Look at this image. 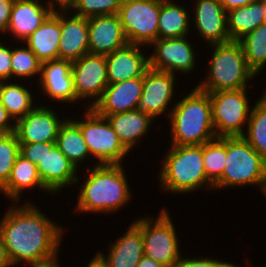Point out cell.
I'll return each instance as SVG.
<instances>
[{
  "mask_svg": "<svg viewBox=\"0 0 266 267\" xmlns=\"http://www.w3.org/2000/svg\"><path fill=\"white\" fill-rule=\"evenodd\" d=\"M24 201L10 202L0 219V234L13 267L57 254L66 233L64 225L48 217L32 200Z\"/></svg>",
  "mask_w": 266,
  "mask_h": 267,
  "instance_id": "obj_1",
  "label": "cell"
},
{
  "mask_svg": "<svg viewBox=\"0 0 266 267\" xmlns=\"http://www.w3.org/2000/svg\"><path fill=\"white\" fill-rule=\"evenodd\" d=\"M85 167L83 182L77 189L75 214H109L123 210L132 201V192L124 164ZM125 206V207H124Z\"/></svg>",
  "mask_w": 266,
  "mask_h": 267,
  "instance_id": "obj_2",
  "label": "cell"
},
{
  "mask_svg": "<svg viewBox=\"0 0 266 267\" xmlns=\"http://www.w3.org/2000/svg\"><path fill=\"white\" fill-rule=\"evenodd\" d=\"M164 154V157L159 158L162 160L157 172L162 191L182 196L192 192L194 194L200 189L214 191V185L205 173L203 145H170Z\"/></svg>",
  "mask_w": 266,
  "mask_h": 267,
  "instance_id": "obj_3",
  "label": "cell"
},
{
  "mask_svg": "<svg viewBox=\"0 0 266 267\" xmlns=\"http://www.w3.org/2000/svg\"><path fill=\"white\" fill-rule=\"evenodd\" d=\"M177 99L169 115L170 145H203L217 138L209 93L196 86Z\"/></svg>",
  "mask_w": 266,
  "mask_h": 267,
  "instance_id": "obj_4",
  "label": "cell"
},
{
  "mask_svg": "<svg viewBox=\"0 0 266 267\" xmlns=\"http://www.w3.org/2000/svg\"><path fill=\"white\" fill-rule=\"evenodd\" d=\"M211 58L204 66L206 76L202 77L196 87L206 93L218 91L239 90L252 87V80L257 75L249 67L239 41L212 44Z\"/></svg>",
  "mask_w": 266,
  "mask_h": 267,
  "instance_id": "obj_5",
  "label": "cell"
},
{
  "mask_svg": "<svg viewBox=\"0 0 266 267\" xmlns=\"http://www.w3.org/2000/svg\"><path fill=\"white\" fill-rule=\"evenodd\" d=\"M266 177V161L242 136L227 137V158L221 178L214 184L220 191L257 186L261 191ZM224 188V189H223Z\"/></svg>",
  "mask_w": 266,
  "mask_h": 267,
  "instance_id": "obj_6",
  "label": "cell"
},
{
  "mask_svg": "<svg viewBox=\"0 0 266 267\" xmlns=\"http://www.w3.org/2000/svg\"><path fill=\"white\" fill-rule=\"evenodd\" d=\"M164 206L156 218L145 214L133 221L141 228L144 256L154 259L163 267H177L182 258L181 244L171 213Z\"/></svg>",
  "mask_w": 266,
  "mask_h": 267,
  "instance_id": "obj_7",
  "label": "cell"
},
{
  "mask_svg": "<svg viewBox=\"0 0 266 267\" xmlns=\"http://www.w3.org/2000/svg\"><path fill=\"white\" fill-rule=\"evenodd\" d=\"M83 115L72 117L80 127L94 165L124 164L130 152L120 142L108 119L100 116L92 108H83ZM97 160V161H96Z\"/></svg>",
  "mask_w": 266,
  "mask_h": 267,
  "instance_id": "obj_8",
  "label": "cell"
},
{
  "mask_svg": "<svg viewBox=\"0 0 266 267\" xmlns=\"http://www.w3.org/2000/svg\"><path fill=\"white\" fill-rule=\"evenodd\" d=\"M251 88L209 93L212 122L217 137L242 136L245 133L253 106L248 95V89Z\"/></svg>",
  "mask_w": 266,
  "mask_h": 267,
  "instance_id": "obj_9",
  "label": "cell"
},
{
  "mask_svg": "<svg viewBox=\"0 0 266 267\" xmlns=\"http://www.w3.org/2000/svg\"><path fill=\"white\" fill-rule=\"evenodd\" d=\"M162 0H122L117 13L129 44L149 47L158 39Z\"/></svg>",
  "mask_w": 266,
  "mask_h": 267,
  "instance_id": "obj_10",
  "label": "cell"
},
{
  "mask_svg": "<svg viewBox=\"0 0 266 267\" xmlns=\"http://www.w3.org/2000/svg\"><path fill=\"white\" fill-rule=\"evenodd\" d=\"M189 36L154 41L149 46V49H152L151 53L149 52V67L175 75L193 74L198 67L197 61L200 60L197 59L199 54L195 50L197 46L191 43Z\"/></svg>",
  "mask_w": 266,
  "mask_h": 267,
  "instance_id": "obj_11",
  "label": "cell"
},
{
  "mask_svg": "<svg viewBox=\"0 0 266 267\" xmlns=\"http://www.w3.org/2000/svg\"><path fill=\"white\" fill-rule=\"evenodd\" d=\"M176 76L178 75L149 67L143 76L142 96L135 110L151 116L155 121H158L162 115L168 120L176 103L174 95L177 93L176 88L179 85Z\"/></svg>",
  "mask_w": 266,
  "mask_h": 267,
  "instance_id": "obj_12",
  "label": "cell"
},
{
  "mask_svg": "<svg viewBox=\"0 0 266 267\" xmlns=\"http://www.w3.org/2000/svg\"><path fill=\"white\" fill-rule=\"evenodd\" d=\"M71 73L76 104L83 101L82 104L85 103L83 108H92L109 84L105 55L90 53L83 55L72 62Z\"/></svg>",
  "mask_w": 266,
  "mask_h": 267,
  "instance_id": "obj_13",
  "label": "cell"
},
{
  "mask_svg": "<svg viewBox=\"0 0 266 267\" xmlns=\"http://www.w3.org/2000/svg\"><path fill=\"white\" fill-rule=\"evenodd\" d=\"M36 167L43 185L52 193V197H56L65 188L70 190L72 186L79 185L82 179L81 174L78 176L82 170H78L68 160L56 146V142H44V156Z\"/></svg>",
  "mask_w": 266,
  "mask_h": 267,
  "instance_id": "obj_14",
  "label": "cell"
},
{
  "mask_svg": "<svg viewBox=\"0 0 266 267\" xmlns=\"http://www.w3.org/2000/svg\"><path fill=\"white\" fill-rule=\"evenodd\" d=\"M45 103H39L15 123V133L19 143L56 142L59 127L66 119V114L62 112L63 118H61L62 115L60 112L58 115V110L56 111L53 104L50 106Z\"/></svg>",
  "mask_w": 266,
  "mask_h": 267,
  "instance_id": "obj_15",
  "label": "cell"
},
{
  "mask_svg": "<svg viewBox=\"0 0 266 267\" xmlns=\"http://www.w3.org/2000/svg\"><path fill=\"white\" fill-rule=\"evenodd\" d=\"M190 12L191 28L204 44L212 45L231 41L227 29V12L218 0H193ZM193 14V15H192Z\"/></svg>",
  "mask_w": 266,
  "mask_h": 267,
  "instance_id": "obj_16",
  "label": "cell"
},
{
  "mask_svg": "<svg viewBox=\"0 0 266 267\" xmlns=\"http://www.w3.org/2000/svg\"><path fill=\"white\" fill-rule=\"evenodd\" d=\"M72 62L55 59L41 63V75L38 81V93L44 94L52 103L76 104V95L71 73ZM41 93V94H40Z\"/></svg>",
  "mask_w": 266,
  "mask_h": 267,
  "instance_id": "obj_17",
  "label": "cell"
},
{
  "mask_svg": "<svg viewBox=\"0 0 266 267\" xmlns=\"http://www.w3.org/2000/svg\"><path fill=\"white\" fill-rule=\"evenodd\" d=\"M148 50L146 46L128 43L105 55L109 84L144 76L149 68Z\"/></svg>",
  "mask_w": 266,
  "mask_h": 267,
  "instance_id": "obj_18",
  "label": "cell"
},
{
  "mask_svg": "<svg viewBox=\"0 0 266 267\" xmlns=\"http://www.w3.org/2000/svg\"><path fill=\"white\" fill-rule=\"evenodd\" d=\"M142 90L143 76L108 84L92 109L103 117L135 110Z\"/></svg>",
  "mask_w": 266,
  "mask_h": 267,
  "instance_id": "obj_19",
  "label": "cell"
},
{
  "mask_svg": "<svg viewBox=\"0 0 266 267\" xmlns=\"http://www.w3.org/2000/svg\"><path fill=\"white\" fill-rule=\"evenodd\" d=\"M52 13L42 0H14L9 27L2 36L16 39L15 44L24 42Z\"/></svg>",
  "mask_w": 266,
  "mask_h": 267,
  "instance_id": "obj_20",
  "label": "cell"
},
{
  "mask_svg": "<svg viewBox=\"0 0 266 267\" xmlns=\"http://www.w3.org/2000/svg\"><path fill=\"white\" fill-rule=\"evenodd\" d=\"M89 53L107 55L128 44L117 14L88 18Z\"/></svg>",
  "mask_w": 266,
  "mask_h": 267,
  "instance_id": "obj_21",
  "label": "cell"
},
{
  "mask_svg": "<svg viewBox=\"0 0 266 267\" xmlns=\"http://www.w3.org/2000/svg\"><path fill=\"white\" fill-rule=\"evenodd\" d=\"M109 243L108 254L98 251L108 267H137L144 256L142 230L134 221L129 223L125 233Z\"/></svg>",
  "mask_w": 266,
  "mask_h": 267,
  "instance_id": "obj_22",
  "label": "cell"
},
{
  "mask_svg": "<svg viewBox=\"0 0 266 267\" xmlns=\"http://www.w3.org/2000/svg\"><path fill=\"white\" fill-rule=\"evenodd\" d=\"M59 59L71 62L89 53L88 18L60 12Z\"/></svg>",
  "mask_w": 266,
  "mask_h": 267,
  "instance_id": "obj_23",
  "label": "cell"
},
{
  "mask_svg": "<svg viewBox=\"0 0 266 267\" xmlns=\"http://www.w3.org/2000/svg\"><path fill=\"white\" fill-rule=\"evenodd\" d=\"M34 188L41 193L45 192V195L52 196V193L43 185L37 167L19 154L7 182L0 188V195H4L3 197L11 203H21L24 192Z\"/></svg>",
  "mask_w": 266,
  "mask_h": 267,
  "instance_id": "obj_24",
  "label": "cell"
},
{
  "mask_svg": "<svg viewBox=\"0 0 266 267\" xmlns=\"http://www.w3.org/2000/svg\"><path fill=\"white\" fill-rule=\"evenodd\" d=\"M105 117L118 135L120 142L130 153L140 144L139 142L143 141V137L150 133L151 126L155 124V120L151 116L136 110Z\"/></svg>",
  "mask_w": 266,
  "mask_h": 267,
  "instance_id": "obj_25",
  "label": "cell"
},
{
  "mask_svg": "<svg viewBox=\"0 0 266 267\" xmlns=\"http://www.w3.org/2000/svg\"><path fill=\"white\" fill-rule=\"evenodd\" d=\"M60 12L52 13L24 43L41 62L59 59Z\"/></svg>",
  "mask_w": 266,
  "mask_h": 267,
  "instance_id": "obj_26",
  "label": "cell"
},
{
  "mask_svg": "<svg viewBox=\"0 0 266 267\" xmlns=\"http://www.w3.org/2000/svg\"><path fill=\"white\" fill-rule=\"evenodd\" d=\"M190 7L175 0H162L158 18V39L180 38L193 35Z\"/></svg>",
  "mask_w": 266,
  "mask_h": 267,
  "instance_id": "obj_27",
  "label": "cell"
},
{
  "mask_svg": "<svg viewBox=\"0 0 266 267\" xmlns=\"http://www.w3.org/2000/svg\"><path fill=\"white\" fill-rule=\"evenodd\" d=\"M23 83L25 82L19 83L14 80L0 82V102L15 123L38 105L35 104L38 101L35 100L36 92L31 91L32 84L28 87L27 83Z\"/></svg>",
  "mask_w": 266,
  "mask_h": 267,
  "instance_id": "obj_28",
  "label": "cell"
},
{
  "mask_svg": "<svg viewBox=\"0 0 266 267\" xmlns=\"http://www.w3.org/2000/svg\"><path fill=\"white\" fill-rule=\"evenodd\" d=\"M56 146L78 170L81 168V165L87 166L88 164L90 168L87 158L90 159L92 157L90 156L80 127L68 114L67 118L59 127Z\"/></svg>",
  "mask_w": 266,
  "mask_h": 267,
  "instance_id": "obj_29",
  "label": "cell"
},
{
  "mask_svg": "<svg viewBox=\"0 0 266 267\" xmlns=\"http://www.w3.org/2000/svg\"><path fill=\"white\" fill-rule=\"evenodd\" d=\"M265 23V9L262 0L227 12V29L233 41H239Z\"/></svg>",
  "mask_w": 266,
  "mask_h": 267,
  "instance_id": "obj_30",
  "label": "cell"
},
{
  "mask_svg": "<svg viewBox=\"0 0 266 267\" xmlns=\"http://www.w3.org/2000/svg\"><path fill=\"white\" fill-rule=\"evenodd\" d=\"M41 63L24 42L21 44L19 42V45H12V80L29 81L30 84L33 82L32 79L37 77L35 82L38 83L41 75Z\"/></svg>",
  "mask_w": 266,
  "mask_h": 267,
  "instance_id": "obj_31",
  "label": "cell"
},
{
  "mask_svg": "<svg viewBox=\"0 0 266 267\" xmlns=\"http://www.w3.org/2000/svg\"><path fill=\"white\" fill-rule=\"evenodd\" d=\"M239 42L249 67L260 77L262 70L266 68V23H262Z\"/></svg>",
  "mask_w": 266,
  "mask_h": 267,
  "instance_id": "obj_32",
  "label": "cell"
},
{
  "mask_svg": "<svg viewBox=\"0 0 266 267\" xmlns=\"http://www.w3.org/2000/svg\"><path fill=\"white\" fill-rule=\"evenodd\" d=\"M242 137L266 161V106L258 100L251 108L247 127Z\"/></svg>",
  "mask_w": 266,
  "mask_h": 267,
  "instance_id": "obj_33",
  "label": "cell"
},
{
  "mask_svg": "<svg viewBox=\"0 0 266 267\" xmlns=\"http://www.w3.org/2000/svg\"><path fill=\"white\" fill-rule=\"evenodd\" d=\"M227 158V137L203 144V162L207 179L214 185L222 176Z\"/></svg>",
  "mask_w": 266,
  "mask_h": 267,
  "instance_id": "obj_34",
  "label": "cell"
},
{
  "mask_svg": "<svg viewBox=\"0 0 266 267\" xmlns=\"http://www.w3.org/2000/svg\"><path fill=\"white\" fill-rule=\"evenodd\" d=\"M19 154L20 144L16 133H0V188L7 182Z\"/></svg>",
  "mask_w": 266,
  "mask_h": 267,
  "instance_id": "obj_35",
  "label": "cell"
},
{
  "mask_svg": "<svg viewBox=\"0 0 266 267\" xmlns=\"http://www.w3.org/2000/svg\"><path fill=\"white\" fill-rule=\"evenodd\" d=\"M121 4L122 0H77L71 13L84 18L117 14Z\"/></svg>",
  "mask_w": 266,
  "mask_h": 267,
  "instance_id": "obj_36",
  "label": "cell"
},
{
  "mask_svg": "<svg viewBox=\"0 0 266 267\" xmlns=\"http://www.w3.org/2000/svg\"><path fill=\"white\" fill-rule=\"evenodd\" d=\"M186 255L187 254H183L177 267H243L239 264L236 265V263H233L232 261L227 262L222 259H217V257L214 258L213 256L209 258L207 256L202 257V255L200 256L199 254H197V256L195 254L193 257H191V255Z\"/></svg>",
  "mask_w": 266,
  "mask_h": 267,
  "instance_id": "obj_37",
  "label": "cell"
},
{
  "mask_svg": "<svg viewBox=\"0 0 266 267\" xmlns=\"http://www.w3.org/2000/svg\"><path fill=\"white\" fill-rule=\"evenodd\" d=\"M4 39L0 37V82L11 81L12 80V67H11V57H12V45L11 43H3Z\"/></svg>",
  "mask_w": 266,
  "mask_h": 267,
  "instance_id": "obj_38",
  "label": "cell"
},
{
  "mask_svg": "<svg viewBox=\"0 0 266 267\" xmlns=\"http://www.w3.org/2000/svg\"><path fill=\"white\" fill-rule=\"evenodd\" d=\"M19 144L20 154L37 166L44 156V142Z\"/></svg>",
  "mask_w": 266,
  "mask_h": 267,
  "instance_id": "obj_39",
  "label": "cell"
},
{
  "mask_svg": "<svg viewBox=\"0 0 266 267\" xmlns=\"http://www.w3.org/2000/svg\"><path fill=\"white\" fill-rule=\"evenodd\" d=\"M14 0H0V35L9 27L10 14Z\"/></svg>",
  "mask_w": 266,
  "mask_h": 267,
  "instance_id": "obj_40",
  "label": "cell"
},
{
  "mask_svg": "<svg viewBox=\"0 0 266 267\" xmlns=\"http://www.w3.org/2000/svg\"><path fill=\"white\" fill-rule=\"evenodd\" d=\"M53 12H71L77 0H42Z\"/></svg>",
  "mask_w": 266,
  "mask_h": 267,
  "instance_id": "obj_41",
  "label": "cell"
},
{
  "mask_svg": "<svg viewBox=\"0 0 266 267\" xmlns=\"http://www.w3.org/2000/svg\"><path fill=\"white\" fill-rule=\"evenodd\" d=\"M15 132V122L7 113V110L0 102V133Z\"/></svg>",
  "mask_w": 266,
  "mask_h": 267,
  "instance_id": "obj_42",
  "label": "cell"
},
{
  "mask_svg": "<svg viewBox=\"0 0 266 267\" xmlns=\"http://www.w3.org/2000/svg\"><path fill=\"white\" fill-rule=\"evenodd\" d=\"M59 254L60 252H58L57 254L49 258L35 261L32 263H28L24 266H27V267H62V265L60 264L61 261H59V258H60Z\"/></svg>",
  "mask_w": 266,
  "mask_h": 267,
  "instance_id": "obj_43",
  "label": "cell"
},
{
  "mask_svg": "<svg viewBox=\"0 0 266 267\" xmlns=\"http://www.w3.org/2000/svg\"><path fill=\"white\" fill-rule=\"evenodd\" d=\"M218 1L222 4L226 12H228L232 9L249 5L250 3L256 0H218Z\"/></svg>",
  "mask_w": 266,
  "mask_h": 267,
  "instance_id": "obj_44",
  "label": "cell"
},
{
  "mask_svg": "<svg viewBox=\"0 0 266 267\" xmlns=\"http://www.w3.org/2000/svg\"><path fill=\"white\" fill-rule=\"evenodd\" d=\"M85 267H108L107 262L99 252H96L88 263H85Z\"/></svg>",
  "mask_w": 266,
  "mask_h": 267,
  "instance_id": "obj_45",
  "label": "cell"
},
{
  "mask_svg": "<svg viewBox=\"0 0 266 267\" xmlns=\"http://www.w3.org/2000/svg\"><path fill=\"white\" fill-rule=\"evenodd\" d=\"M0 267H13L7 255L1 234H0Z\"/></svg>",
  "mask_w": 266,
  "mask_h": 267,
  "instance_id": "obj_46",
  "label": "cell"
},
{
  "mask_svg": "<svg viewBox=\"0 0 266 267\" xmlns=\"http://www.w3.org/2000/svg\"><path fill=\"white\" fill-rule=\"evenodd\" d=\"M137 267H163V266L158 262H156L154 259L143 256L140 259Z\"/></svg>",
  "mask_w": 266,
  "mask_h": 267,
  "instance_id": "obj_47",
  "label": "cell"
},
{
  "mask_svg": "<svg viewBox=\"0 0 266 267\" xmlns=\"http://www.w3.org/2000/svg\"><path fill=\"white\" fill-rule=\"evenodd\" d=\"M265 90H264V93H262L261 95L262 96H260V98L258 97V101L261 103V104H263V105H265L266 106V85H265V88H264Z\"/></svg>",
  "mask_w": 266,
  "mask_h": 267,
  "instance_id": "obj_48",
  "label": "cell"
},
{
  "mask_svg": "<svg viewBox=\"0 0 266 267\" xmlns=\"http://www.w3.org/2000/svg\"><path fill=\"white\" fill-rule=\"evenodd\" d=\"M264 196H266V177L262 186V189L260 191Z\"/></svg>",
  "mask_w": 266,
  "mask_h": 267,
  "instance_id": "obj_49",
  "label": "cell"
},
{
  "mask_svg": "<svg viewBox=\"0 0 266 267\" xmlns=\"http://www.w3.org/2000/svg\"><path fill=\"white\" fill-rule=\"evenodd\" d=\"M264 9H265V23H266V0H262Z\"/></svg>",
  "mask_w": 266,
  "mask_h": 267,
  "instance_id": "obj_50",
  "label": "cell"
}]
</instances>
